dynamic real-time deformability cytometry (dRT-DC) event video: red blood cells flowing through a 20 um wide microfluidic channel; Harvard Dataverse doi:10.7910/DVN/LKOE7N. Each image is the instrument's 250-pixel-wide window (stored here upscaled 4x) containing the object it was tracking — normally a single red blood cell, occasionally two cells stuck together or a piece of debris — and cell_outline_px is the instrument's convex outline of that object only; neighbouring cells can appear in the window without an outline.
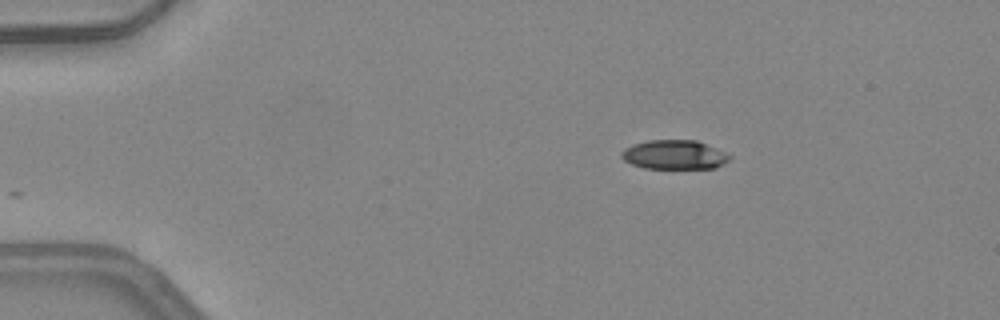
{"species": "common noctule bat (a hibernating species)", "species_latin": "Nyctalus noctula", "temperature_condition": "warm", "stored_images_in_passage": 9, "camera_frame_rate_fps": 3000, "um_per_image_px": 0.085, "animal": {"sex": "female", "body_mass_g": 24.6, "forearm_length_mm": 56.2}, "frame": {"image": 1, "passage_image": 1, "time_ms": 0.0, "image_size_px": [1000, 320], "cell_outline_px": [[732, 156], [724, 164], [716, 168], [644, 168], [632, 164], [624, 160], [620, 156], [620, 152], [624, 148], [632, 144], [648, 140], [696, 140], [724, 152]], "centroid_in_image_um": [57.28, 13.15], "position_along_channel_um": 27.7, "area_um2": 18.38}}